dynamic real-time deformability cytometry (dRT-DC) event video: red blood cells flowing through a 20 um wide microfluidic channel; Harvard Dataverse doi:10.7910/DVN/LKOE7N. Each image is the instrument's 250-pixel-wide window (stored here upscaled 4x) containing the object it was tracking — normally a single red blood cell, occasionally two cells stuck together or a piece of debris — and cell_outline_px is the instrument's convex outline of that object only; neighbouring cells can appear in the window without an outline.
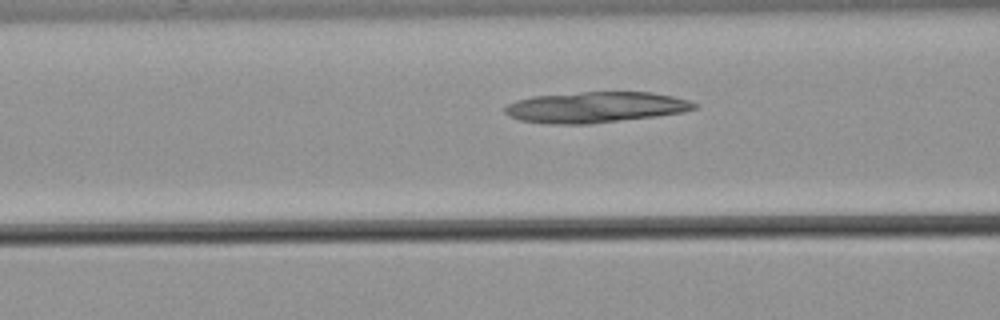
{"species": "common noctule bat (a hibernating species)", "species_latin": "Nyctalus noctula", "temperature_condition": "warm", "stored_images_in_passage": 49, "camera_frame_rate_fps": 3000, "um_per_image_px": 0.085, "animal": {"sex": "male", "body_mass_g": 21.5, "forearm_length_mm": 52.0}, "frame": {"image": 1, "passage_image": 16, "time_ms": 5.0, "image_size_px": [1000, 320], "cell_outline_px": [[696, 108], [680, 112], [656, 116], [592, 124], [548, 124], [520, 120], [508, 116], [504, 112], [504, 108], [508, 104], [516, 100], [532, 96], [580, 92], [652, 92], [672, 96], [688, 100], [696, 104]], "centroid_in_image_um": [50.56, 9.12], "position_along_channel_um": 116.0, "area_um2": 34.04}}
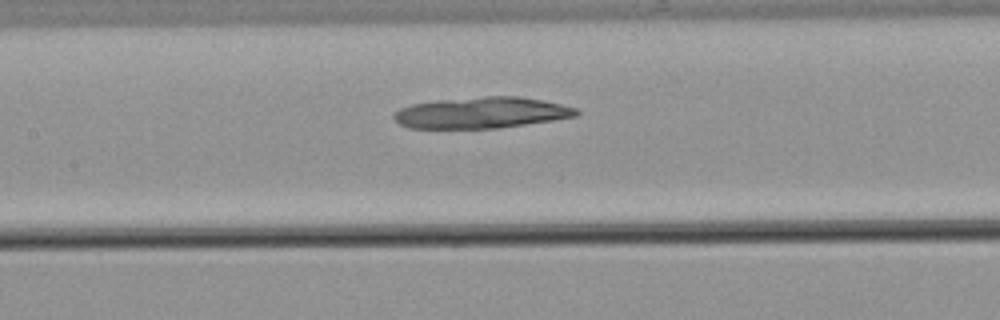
{"frame": {"image": 2, "passage_image": 20, "time_ms": 6.333, "image_size_px": [1000, 320], "cell_outline_px": [[580, 112], [576, 116], [552, 120], [500, 128], [408, 128], [400, 124], [392, 116], [400, 108], [412, 104], [436, 100], [484, 96], [520, 96], [544, 100], [576, 108]], "centroid_in_image_um": [40.93, 9.57], "position_along_channel_um": 166.5, "area_um2": 33.12}}
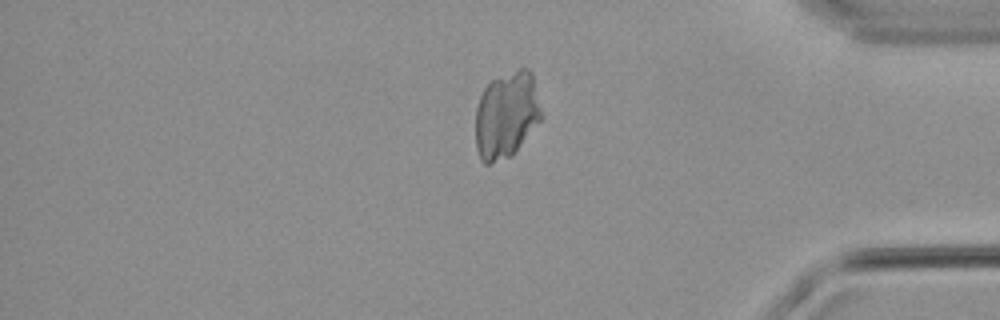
{"frame": {"image": 3, "passage_image": 40, "time_ms": 13.0, "image_size_px": [1000, 320], "cell_outline_px": [[540, 120], [512, 156], [492, 164], [484, 164], [480, 160], [476, 148], [476, 108], [480, 96], [484, 88], [492, 80], [520, 68], [528, 68], [532, 72], [540, 108]], "centroid_in_image_um": [43.02, 9.8], "position_along_channel_um": 392.2, "area_um2": 33.06}}